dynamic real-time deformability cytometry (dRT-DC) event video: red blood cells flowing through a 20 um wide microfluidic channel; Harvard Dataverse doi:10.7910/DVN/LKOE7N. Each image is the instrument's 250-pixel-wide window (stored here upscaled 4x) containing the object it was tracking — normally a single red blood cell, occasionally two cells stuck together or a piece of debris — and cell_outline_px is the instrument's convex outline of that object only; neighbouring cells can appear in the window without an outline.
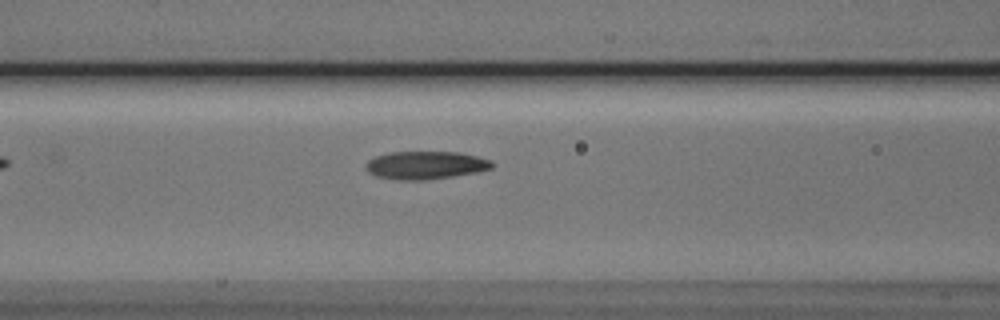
{"species": "Egyptian fruit bat (a non-hibernating species)", "species_latin": "Rousettus aegyptiacus", "temperature_condition": "cold", "stored_images_in_passage": 17, "camera_frame_rate_fps": 3000, "um_per_image_px": 0.085, "animal": {"sex": "male"}, "frame": {"image": 1, "passage_image": 6, "time_ms": 1.667, "image_size_px": [1000, 320], "cell_outline_px": [[496, 164], [492, 168], [476, 172], [452, 176], [424, 180], [400, 180], [376, 176], [368, 172], [364, 164], [368, 160], [376, 156], [388, 152], [456, 152], [476, 156], [492, 160]], "centroid_in_image_um": [36.17, 14.04], "position_along_channel_um": 130.4, "area_um2": 20.58}}
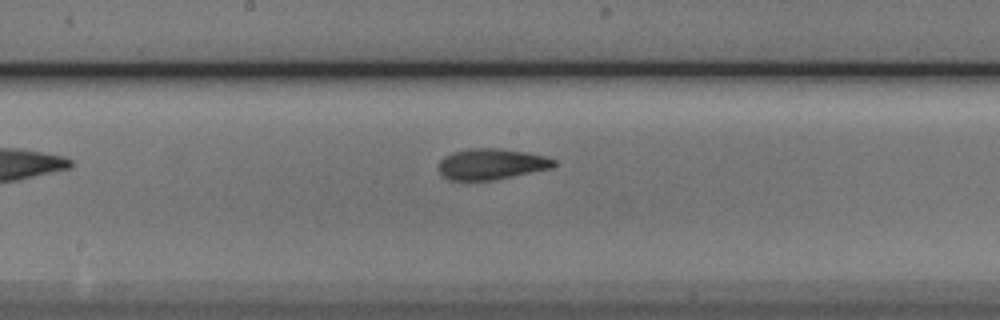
{"frame": {"image": 2, "passage_image": 12, "time_ms": 3.667, "image_size_px": [1000, 320], "cell_outline_px": [[556, 164], [552, 168], [496, 180], [448, 180], [440, 176], [440, 160], [444, 156], [452, 152], [468, 148], [500, 148], [528, 152], [544, 156], [556, 160]], "centroid_in_image_um": [41.77, 13.94], "position_along_channel_um": 206.4, "area_um2": 21.04}}
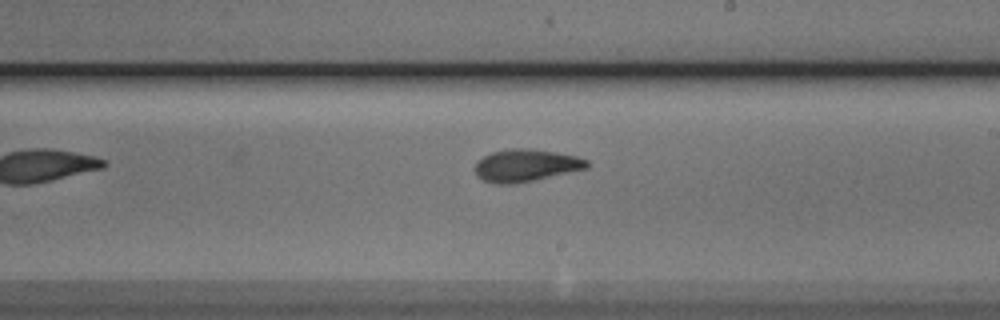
{"frame": {"image": 3, "passage_image": 15, "time_ms": 4.667, "image_size_px": [1000, 320], "cell_outline_px": [[588, 168], [532, 180], [512, 184], [492, 184], [476, 176], [476, 160], [492, 152], [512, 148], [532, 148], [556, 152], [576, 156], [588, 160]], "centroid_in_image_um": [44.67, 14.05], "position_along_channel_um": 244.3, "area_um2": 21.04}}